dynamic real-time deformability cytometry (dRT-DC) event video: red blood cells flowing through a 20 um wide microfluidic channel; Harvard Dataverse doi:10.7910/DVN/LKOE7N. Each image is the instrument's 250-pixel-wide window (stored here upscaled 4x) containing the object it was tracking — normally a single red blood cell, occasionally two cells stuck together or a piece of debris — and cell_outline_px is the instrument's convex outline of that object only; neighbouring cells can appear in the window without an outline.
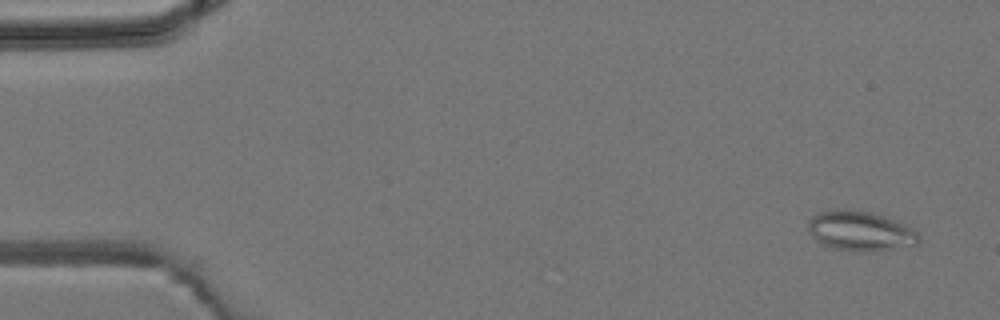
{"species": "common noctule bat (a hibernating species)", "species_latin": "Nyctalus noctula", "temperature_condition": "room temperature", "stored_images_in_passage": 4, "camera_frame_rate_fps": 3000, "um_per_image_px": 0.085, "animal": {"sex": "male", "body_mass_g": 19.2, "forearm_length_mm": 51.8}, "frame": {"image": 1, "passage_image": 1, "time_ms": 0.0, "image_size_px": [1000, 320], "cell_outline_px": [[920, 240], [916, 244], [872, 252], [852, 252], [828, 248], [820, 244], [812, 236], [808, 228], [808, 220], [816, 212], [872, 212], [896, 220], [912, 228], [920, 236]], "centroid_in_image_um": [73.12, 19.7], "position_along_channel_um": 11.9, "area_um2": 25.37}}